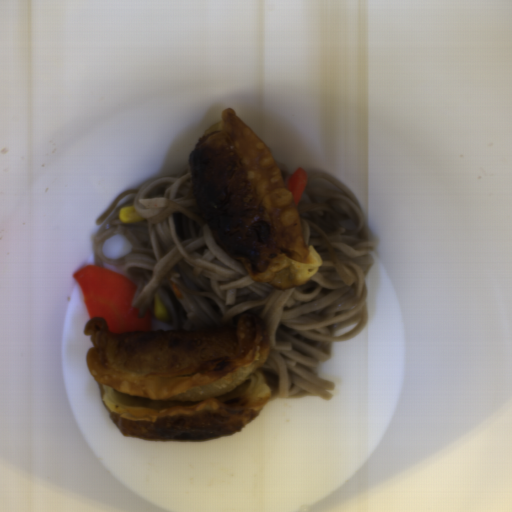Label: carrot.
I'll list each match as a JSON object with an SVG mask.
<instances>
[{
  "label": "carrot",
  "instance_id": "1",
  "mask_svg": "<svg viewBox=\"0 0 512 512\" xmlns=\"http://www.w3.org/2000/svg\"><path fill=\"white\" fill-rule=\"evenodd\" d=\"M82 295L89 321L103 319L115 335L153 331L150 312L139 318L133 307L136 286L121 273L97 265H88L72 276Z\"/></svg>",
  "mask_w": 512,
  "mask_h": 512
},
{
  "label": "carrot",
  "instance_id": "2",
  "mask_svg": "<svg viewBox=\"0 0 512 512\" xmlns=\"http://www.w3.org/2000/svg\"><path fill=\"white\" fill-rule=\"evenodd\" d=\"M308 175L301 166L288 178L286 184L297 207L307 183Z\"/></svg>",
  "mask_w": 512,
  "mask_h": 512
}]
</instances>
